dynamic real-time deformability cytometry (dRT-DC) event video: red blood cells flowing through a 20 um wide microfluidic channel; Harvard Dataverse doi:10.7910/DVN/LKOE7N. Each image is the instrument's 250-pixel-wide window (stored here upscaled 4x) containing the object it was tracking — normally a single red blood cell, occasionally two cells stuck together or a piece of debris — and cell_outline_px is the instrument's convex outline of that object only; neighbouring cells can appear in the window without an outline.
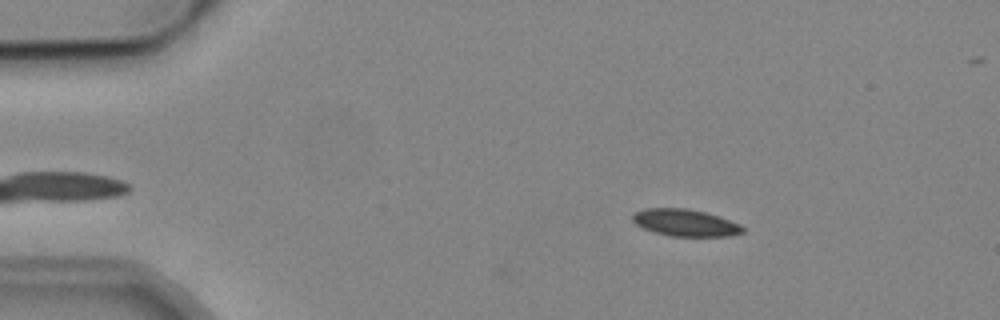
{"species": "common noctule bat (a hibernating species)", "species_latin": "Nyctalus noctula", "temperature_condition": "cold", "stored_images_in_passage": 6, "camera_frame_rate_fps": 3000, "um_per_image_px": 0.085, "animal": {"sex": "male", "body_mass_g": 19.2, "forearm_length_mm": 51.8}, "frame": {"image": 1, "passage_image": 3, "time_ms": 2.333, "image_size_px": [1000, 320], "cell_outline_px": [[744, 232], [728, 236], [672, 236], [656, 232], [644, 228], [636, 224], [632, 220], [632, 216], [636, 212], [644, 208], [688, 208], [704, 212], [740, 224], [744, 228]], "centroid_in_image_um": [58.24, 18.93], "position_along_channel_um": 26.8, "area_um2": 17.05}}